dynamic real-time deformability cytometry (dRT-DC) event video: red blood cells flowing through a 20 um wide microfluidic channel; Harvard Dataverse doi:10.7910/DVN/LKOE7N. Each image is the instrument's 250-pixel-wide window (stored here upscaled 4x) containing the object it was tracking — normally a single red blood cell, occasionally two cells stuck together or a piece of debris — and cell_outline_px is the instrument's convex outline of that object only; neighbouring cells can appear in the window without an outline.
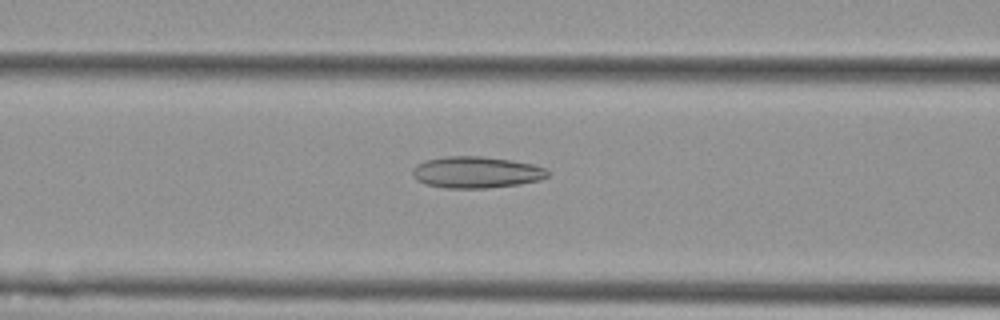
{"species": "Egyptian fruit bat (a non-hibernating species)", "species_latin": "Rousettus aegyptiacus", "temperature_condition": "cold", "stored_images_in_passage": 45, "camera_frame_rate_fps": 3000, "um_per_image_px": 0.085, "animal": {"sex": "female"}, "frame": {"image": 1, "passage_image": 12, "time_ms": 3.667, "image_size_px": [1000, 320], "cell_outline_px": [[548, 176], [540, 180], [520, 184], [488, 188], [444, 188], [424, 184], [416, 180], [412, 176], [412, 168], [416, 164], [428, 160], [444, 156], [480, 156], [512, 160], [532, 164], [544, 168], [548, 172]], "centroid_in_image_um": [40.44, 14.65], "position_along_channel_um": 126.2, "area_um2": 24.97}}
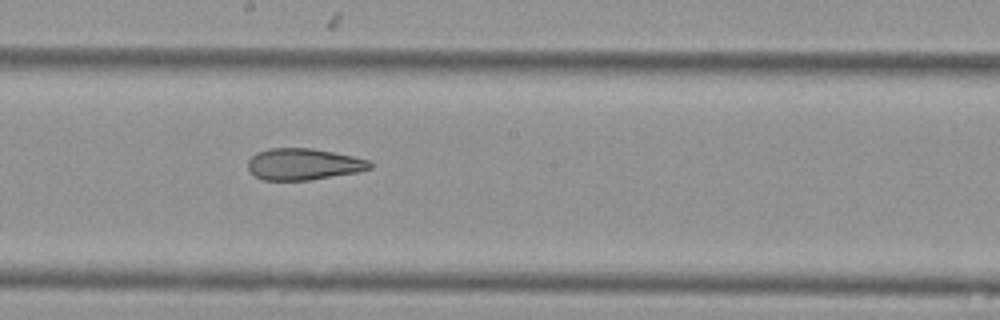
{"frame": {"image": 2, "passage_image": 20, "time_ms": 6.333, "image_size_px": [1000, 320], "cell_outline_px": [[372, 168], [356, 172], [308, 180], [264, 180], [256, 176], [248, 168], [248, 160], [256, 152], [268, 148], [312, 148], [352, 156], [368, 160], [372, 164]], "centroid_in_image_um": [25.77, 13.95], "position_along_channel_um": 222.4, "area_um2": 22.2}}
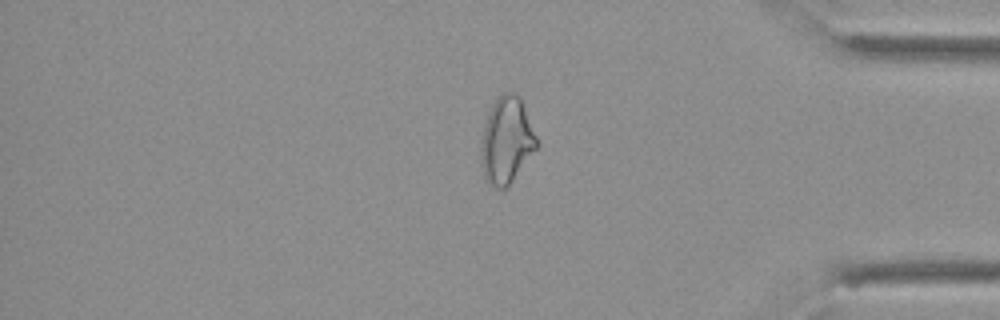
{"frame": {"image": 3, "passage_image": 36, "time_ms": 11.667, "image_size_px": [1000, 320], "cell_outline_px": [[540, 144], [512, 180], [504, 188], [496, 188], [488, 184], [484, 176], [480, 164], [480, 148], [484, 128], [488, 112], [492, 104], [504, 92], [516, 92], [520, 96]], "centroid_in_image_um": [43.05, 11.93], "position_along_channel_um": 392.1, "area_um2": 28.03}, "authors_computed_cell_mechanics": {"area_um2": 25.0274, "velocity_mm_per_s": 3.6212, "shape_relaxation_time_tau1_ms": null, "shape_relaxation_time_tau2_ms": 2.8704, "deformation_change_tau1": null, "deformation_change_tau2": 0.1104}}